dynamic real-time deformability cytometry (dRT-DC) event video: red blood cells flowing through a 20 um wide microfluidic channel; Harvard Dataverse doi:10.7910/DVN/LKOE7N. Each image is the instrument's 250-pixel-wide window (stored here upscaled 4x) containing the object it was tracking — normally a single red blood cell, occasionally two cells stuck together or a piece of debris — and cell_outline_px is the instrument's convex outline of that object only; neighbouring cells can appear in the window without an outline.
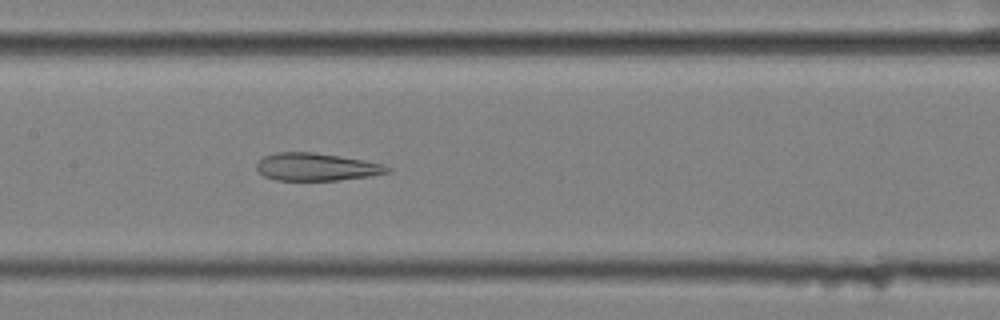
{"species": "common noctule bat (a hibernating species)", "species_latin": "Nyctalus noctula", "temperature_condition": "cold", "stored_images_in_passage": 57, "camera_frame_rate_fps": 3000, "um_per_image_px": 0.085, "animal": {"sex": "female", "body_mass_g": 25.1}, "frame": {"image": 1, "passage_image": 28, "time_ms": 9.0, "image_size_px": [1000, 320], "cell_outline_px": [[392, 172], [368, 176], [336, 180], [276, 180], [264, 176], [256, 168], [256, 164], [264, 156], [276, 152], [312, 152], [364, 160], [384, 164], [392, 168]], "centroid_in_image_um": [26.91, 14.18], "position_along_channel_um": 180.5, "area_um2": 20.98}}
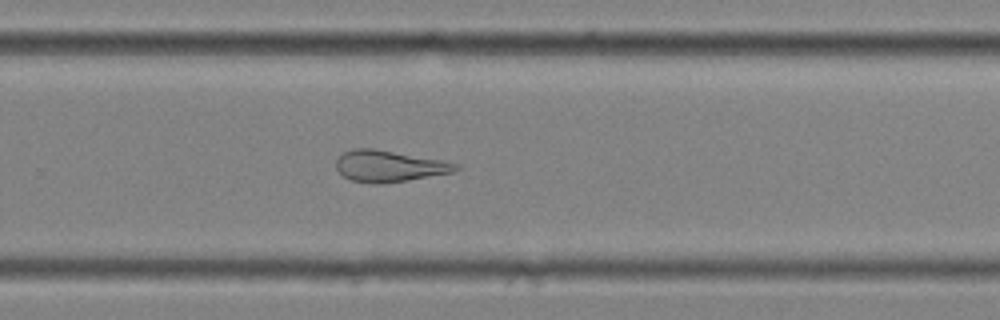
{"frame": {"image": 2, "passage_image": 38, "time_ms": 12.333, "image_size_px": [1000, 320], "cell_outline_px": [[460, 168], [452, 172], [408, 180], [380, 184], [376, 184], [352, 180], [344, 176], [336, 168], [336, 160], [344, 152], [352, 148], [372, 148], [440, 160], [460, 164]], "centroid_in_image_um": [33.05, 14.12], "position_along_channel_um": 296.7, "area_um2": 21.56}}
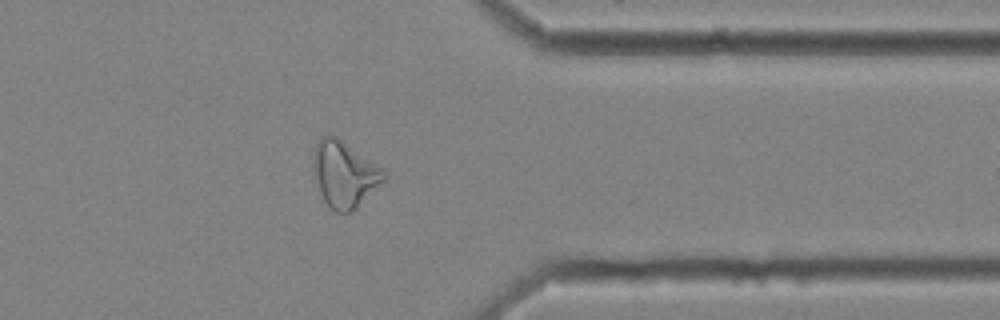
{"frame": {"image": 3, "passage_image": 46, "time_ms": 15.0, "image_size_px": [1000, 320], "cell_outline_px": [[388, 176], [352, 212], [336, 212], [324, 200], [320, 192], [312, 172], [312, 156], [316, 144], [324, 136], [336, 136], [384, 168], [388, 172]], "centroid_in_image_um": [29.28, 14.79], "position_along_channel_um": 382.1, "area_um2": 27.17}, "authors_computed_cell_mechanics": {"area_um2": 28.7844, "velocity_mm_per_s": 3.4907, "shape_relaxation_time_tau1_ms": null, "shape_relaxation_time_tau2_ms": 2.959, "deformation_change_tau1": null, "deformation_change_tau2": 0.1339}}